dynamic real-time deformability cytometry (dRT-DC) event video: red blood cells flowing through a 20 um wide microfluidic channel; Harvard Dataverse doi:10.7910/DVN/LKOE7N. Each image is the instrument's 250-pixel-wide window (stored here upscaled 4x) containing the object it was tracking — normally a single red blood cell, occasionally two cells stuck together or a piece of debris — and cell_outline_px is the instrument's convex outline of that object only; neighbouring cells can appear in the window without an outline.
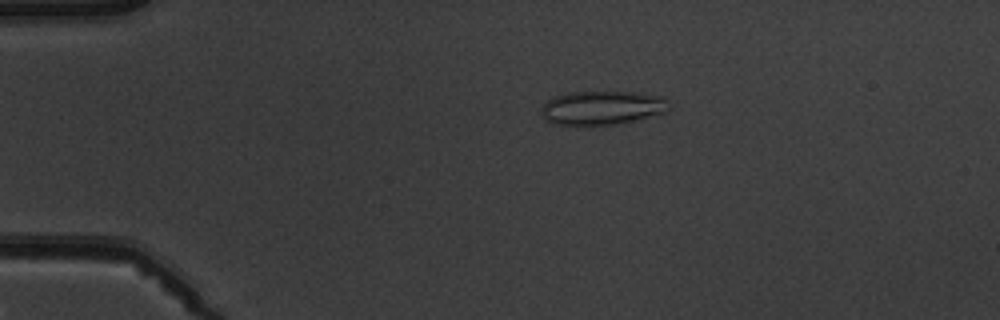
{"species": "common noctule bat (a hibernating species)", "species_latin": "Nyctalus noctula", "temperature_condition": "warm", "stored_images_in_passage": 6, "camera_frame_rate_fps": 3000, "um_per_image_px": 0.085, "animal": {"sex": "male", "body_mass_g": 19.5, "forearm_length_mm": 54.6}, "frame": {"image": 1, "passage_image": 3, "time_ms": 3.333, "image_size_px": [1000, 320], "cell_outline_px": [[668, 100], [664, 112], [616, 124], [584, 128], [552, 124], [544, 120], [540, 112], [544, 104], [552, 96], [568, 92], [632, 92], [664, 96]], "centroid_in_image_um": [51.05, 9.2], "position_along_channel_um": 34.0, "area_um2": 25.78}}
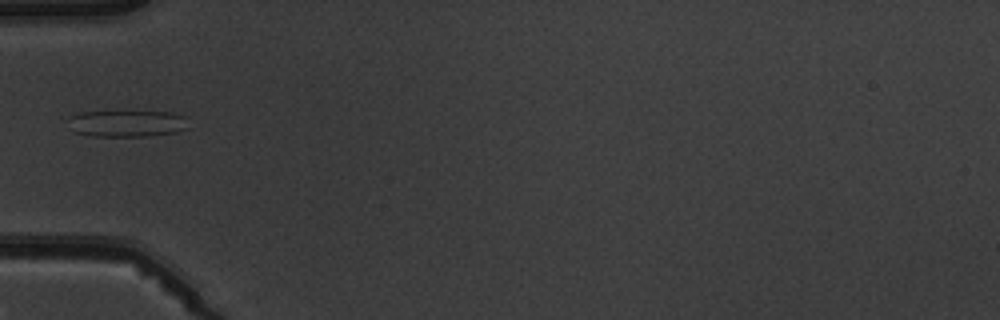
{"frame": {"image": 2, "passage_image": 5, "time_ms": 5.667, "image_size_px": [1000, 320], "cell_outline_px": [[188, 128], [176, 132], [148, 136], [92, 136], [76, 132], [72, 116], [80, 112], [172, 112], [188, 116]], "centroid_in_image_um": [10.97, 10.5], "position_along_channel_um": 74.0, "area_um2": 18.26}}
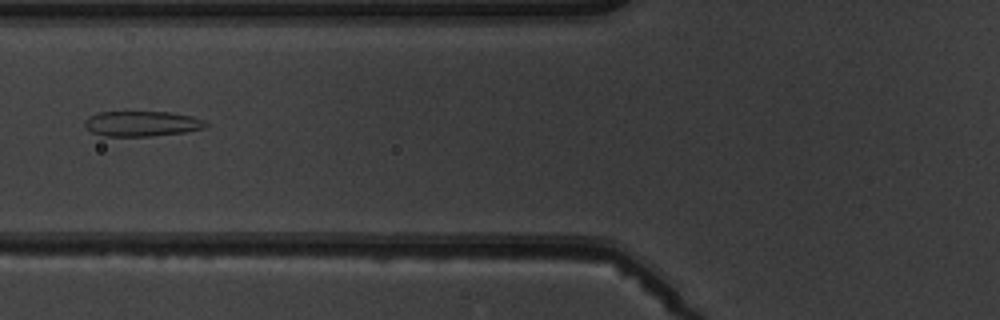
{"frame": {"image": 3, "passage_image": 6, "time_ms": 6.667, "image_size_px": [1000, 320], "cell_outline_px": [[208, 124], [204, 128], [184, 132], [152, 136], [104, 136], [92, 132], [84, 124], [84, 120], [88, 116], [96, 112], [172, 112], [192, 116], [204, 120]], "centroid_in_image_um": [12.05, 10.5], "position_along_channel_um": 113.8, "area_um2": 17.86}}